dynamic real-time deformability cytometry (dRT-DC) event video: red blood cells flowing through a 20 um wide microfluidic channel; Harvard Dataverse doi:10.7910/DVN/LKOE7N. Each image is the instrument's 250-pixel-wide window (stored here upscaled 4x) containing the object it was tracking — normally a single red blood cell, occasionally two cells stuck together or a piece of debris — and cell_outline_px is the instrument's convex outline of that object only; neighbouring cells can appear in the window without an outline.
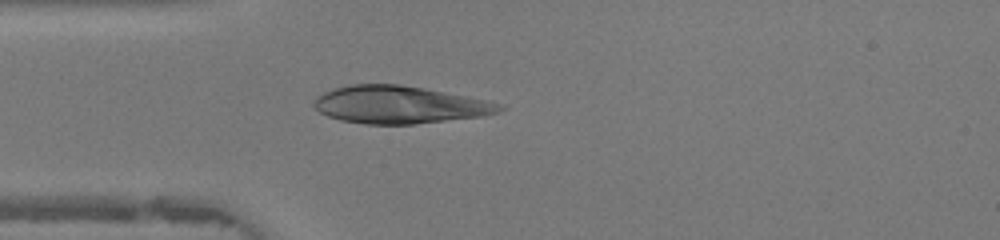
{"species": "human", "species_latin": "Homo sapiens", "temperature_condition": "warm", "stored_images_in_passage": 45, "camera_frame_rate_fps": 3000, "um_per_image_px": 0.085, "donor": {"sex": "female"}, "frame": {"image": 1, "passage_image": 12, "time_ms": 3.667, "image_size_px": [1000, 240], "cell_outline_px": [[508, 108], [500, 112], [484, 116], [416, 124], [364, 124], [340, 120], [328, 116], [320, 112], [312, 104], [312, 100], [316, 96], [332, 88], [348, 84], [400, 84], [424, 88], [488, 100], [504, 104]], "centroid_in_image_um": [33.98, 8.9], "position_along_channel_um": 51.0, "area_um2": 41.1}}
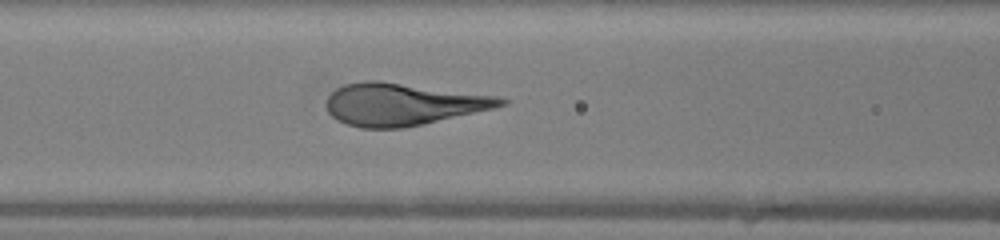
{"frame": {"image": 2, "passage_image": 18, "time_ms": 5.667, "image_size_px": [1000, 240], "cell_outline_px": [[508, 104], [492, 108], [424, 124], [404, 128], [360, 128], [348, 124], [332, 116], [328, 112], [324, 104], [328, 96], [336, 88], [344, 84], [364, 80], [380, 80], [496, 96], [508, 100]], "centroid_in_image_um": [34.18, 8.85], "position_along_channel_um": 132.4, "area_um2": 42.83}}
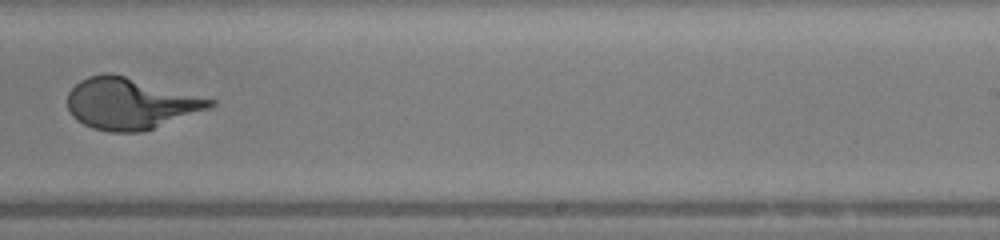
{"frame": {"image": 3, "passage_image": 28, "time_ms": 9.0, "image_size_px": [1000, 240], "cell_outline_px": [[216, 104], [208, 108], [152, 128], [140, 132], [108, 132], [92, 128], [76, 120], [72, 116], [68, 108], [68, 92], [80, 80], [88, 76], [104, 72], [112, 72], [216, 100]], "centroid_in_image_um": [11.02, 8.78], "position_along_channel_um": 278.0, "area_um2": 42.37}}